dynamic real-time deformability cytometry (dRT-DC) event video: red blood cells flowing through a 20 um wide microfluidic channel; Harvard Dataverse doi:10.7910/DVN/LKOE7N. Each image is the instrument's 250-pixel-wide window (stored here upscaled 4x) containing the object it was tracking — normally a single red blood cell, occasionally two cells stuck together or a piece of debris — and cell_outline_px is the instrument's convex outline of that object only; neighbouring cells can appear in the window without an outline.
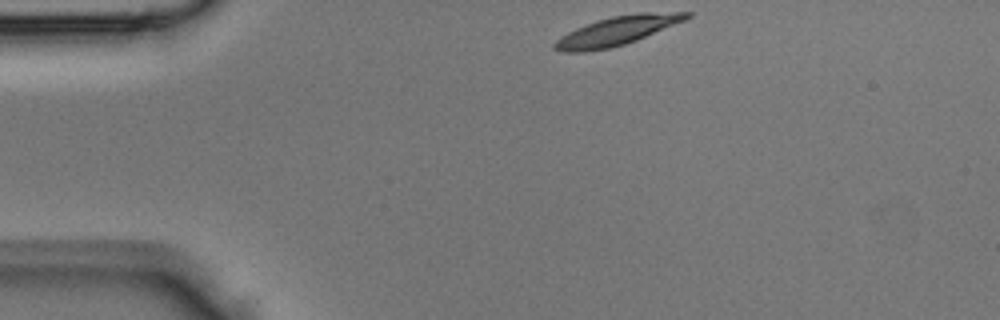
{"species": "Egyptian fruit bat (a non-hibernating species)", "species_latin": "Rousettus aegyptiacus", "temperature_condition": "room temperature", "stored_images_in_passage": 37, "camera_frame_rate_fps": 3000, "um_per_image_px": 0.085, "animal": {"sex": "male"}, "frame": {"image": 1, "passage_image": 1, "time_ms": 0.0, "image_size_px": [1000, 320], "cell_outline_px": [[692, 16], [684, 20], [636, 40], [624, 44], [608, 48], [584, 52], [564, 52], [552, 48], [552, 44], [560, 36], [576, 28], [596, 20], [612, 16], [640, 12], [692, 12]], "centroid_in_image_um": [52.4, 2.61], "position_along_channel_um": 32.6, "area_um2": 22.02}}
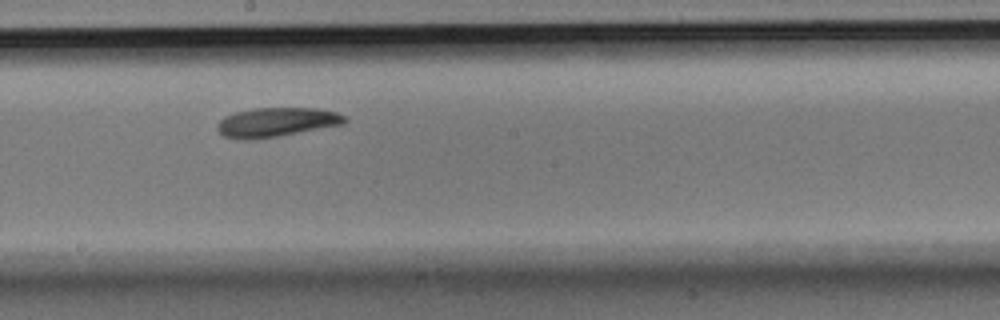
{"frame": {"image": 2, "passage_image": 17, "time_ms": 5.333, "image_size_px": [1000, 320], "cell_outline_px": [[348, 120], [344, 124], [280, 136], [252, 140], [240, 140], [224, 136], [216, 128], [220, 120], [224, 116], [236, 112], [252, 108], [316, 108], [336, 112], [348, 116]], "centroid_in_image_um": [23.52, 10.39], "position_along_channel_um": 224.7, "area_um2": 21.96}}
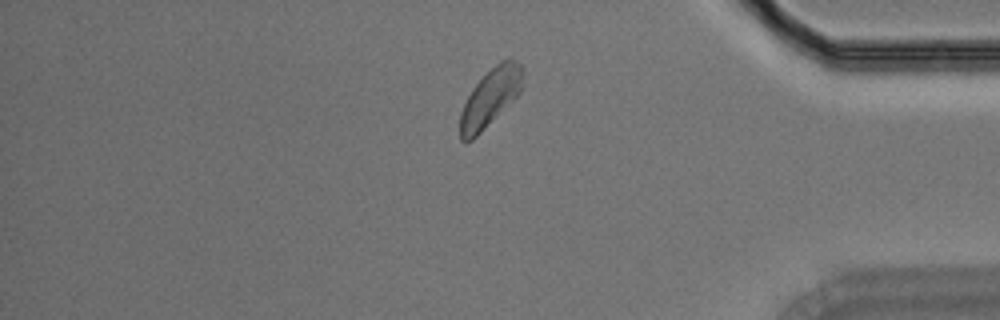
{"frame": {"image": 3, "passage_image": 30, "time_ms": 9.667, "image_size_px": [1000, 320], "cell_outline_px": [[524, 76], [520, 92], [472, 140], [460, 140], [460, 112], [472, 88], [500, 60], [508, 56], [512, 56], [520, 64], [524, 72]], "centroid_in_image_um": [41.7, 8.23], "position_along_channel_um": 393.5, "area_um2": 20.75}}